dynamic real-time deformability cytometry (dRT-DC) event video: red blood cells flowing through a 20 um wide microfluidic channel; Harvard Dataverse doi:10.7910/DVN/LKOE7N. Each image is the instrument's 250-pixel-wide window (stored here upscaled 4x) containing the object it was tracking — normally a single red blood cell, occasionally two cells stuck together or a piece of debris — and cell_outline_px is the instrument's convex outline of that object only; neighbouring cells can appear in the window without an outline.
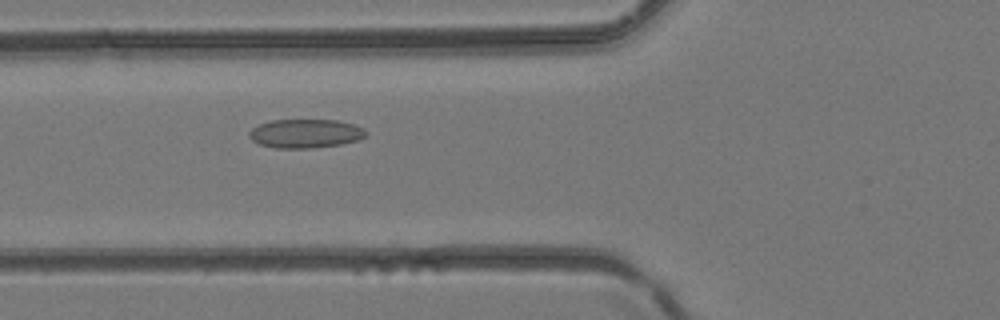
{"species": "common noctule bat (a hibernating species)", "species_latin": "Nyctalus noctula", "temperature_condition": "room temperature", "stored_images_in_passage": 30, "camera_frame_rate_fps": 3000, "um_per_image_px": 0.085, "animal": {"sex": "female", "body_mass_g": 24.6, "forearm_length_mm": 56.2}, "frame": {"image": 1, "passage_image": 5, "time_ms": 1.333, "image_size_px": [1000, 320], "cell_outline_px": [[368, 132], [364, 136], [356, 140], [340, 144], [312, 148], [276, 148], [260, 144], [252, 140], [248, 136], [248, 132], [252, 128], [260, 124], [272, 120], [336, 120], [352, 124], [364, 128]], "centroid_in_image_um": [25.94, 11.35], "position_along_channel_um": 99.9, "area_um2": 19.48}}
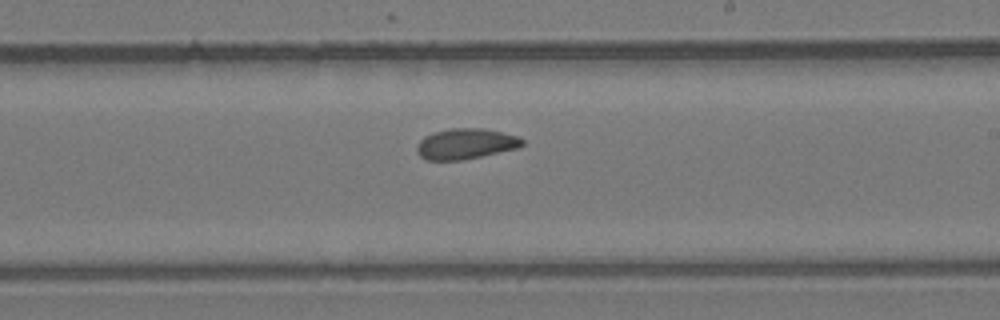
{"frame": {"image": 2, "passage_image": 14, "time_ms": 4.333, "image_size_px": [1000, 320], "cell_outline_px": [[524, 144], [516, 148], [464, 160], [424, 160], [416, 152], [416, 144], [424, 136], [432, 132], [452, 128], [484, 128], [516, 136], [524, 140]], "centroid_in_image_um": [39.52, 12.23], "position_along_channel_um": 249.5, "area_um2": 18.84}}
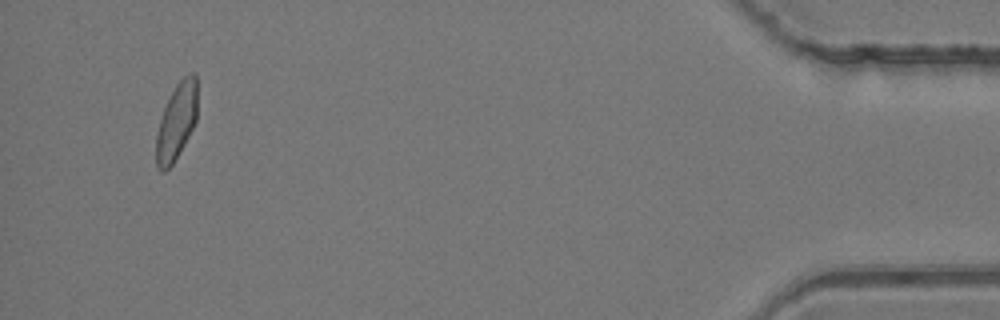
{"frame": {"image": 3, "passage_image": 29, "time_ms": 9.333, "image_size_px": [1000, 320], "cell_outline_px": [[196, 120], [184, 144], [172, 164], [164, 172], [160, 172], [156, 168], [156, 136], [160, 120], [164, 108], [176, 84], [188, 72], [196, 72]], "centroid_in_image_um": [14.99, 10.34], "position_along_channel_um": 420.2, "area_um2": 18.15}}